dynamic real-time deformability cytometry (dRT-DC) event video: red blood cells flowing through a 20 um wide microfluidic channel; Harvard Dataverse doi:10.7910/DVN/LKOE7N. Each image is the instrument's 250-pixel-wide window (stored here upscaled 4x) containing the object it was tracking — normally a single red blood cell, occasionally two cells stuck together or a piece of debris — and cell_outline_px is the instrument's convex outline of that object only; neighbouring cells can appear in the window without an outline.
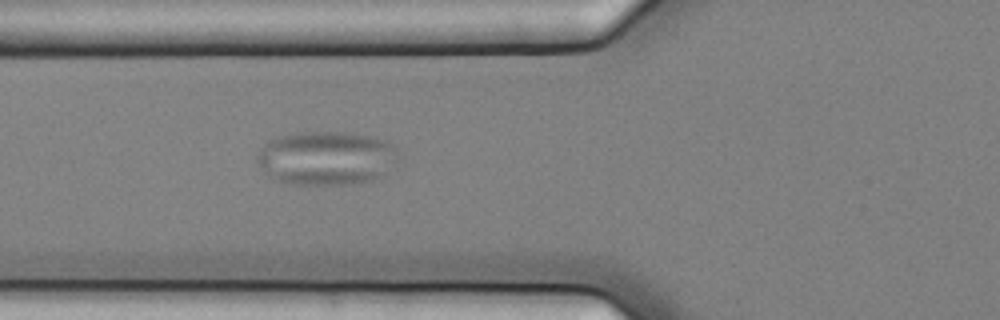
{"species": "common noctule bat (a hibernating species)", "species_latin": "Nyctalus noctula", "temperature_condition": "cold", "stored_images_in_passage": 7, "segment_of_instrument_passage": [2, 2], "camera_frame_rate_fps": 3000, "um_per_image_px": 0.085, "animal": {"sex": "female", "body_mass_g": 25.1}, "frame": {"image": 1, "passage_image": 7, "time_ms": 2.0, "image_size_px": [1000, 320], "cell_outline_px": [[396, 160], [380, 176], [368, 180], [344, 184], [292, 184], [276, 180], [268, 176], [256, 160], [256, 156], [260, 148], [268, 140], [276, 136], [300, 132], [348, 132], [368, 136], [384, 140], [392, 144], [396, 156]], "centroid_in_image_um": [27.64, 13.42], "position_along_channel_um": 98.2, "area_um2": 43.87}}